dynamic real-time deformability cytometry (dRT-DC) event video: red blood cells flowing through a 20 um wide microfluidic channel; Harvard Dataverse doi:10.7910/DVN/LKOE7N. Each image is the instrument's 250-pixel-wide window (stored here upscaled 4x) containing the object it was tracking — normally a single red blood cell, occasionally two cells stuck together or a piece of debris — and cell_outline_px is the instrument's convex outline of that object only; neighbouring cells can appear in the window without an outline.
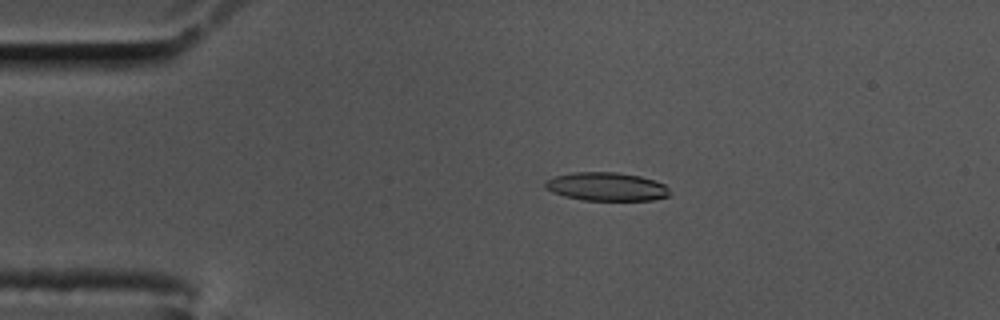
{"species": "common noctule bat (a hibernating species)", "species_latin": "Nyctalus noctula", "temperature_condition": "cold", "stored_images_in_passage": 50, "camera_frame_rate_fps": 3000, "um_per_image_px": 0.085, "animal": {"sex": "male", "body_mass_g": 17.5, "forearm_length_mm": 52.3}, "frame": {"image": 1, "passage_image": 4, "time_ms": 1.0, "image_size_px": [1000, 320], "cell_outline_px": [[668, 196], [648, 200], [588, 200], [568, 196], [556, 192], [548, 188], [548, 180], [560, 176], [580, 172], [612, 172], [636, 176], [652, 180], [664, 184], [668, 192]], "centroid_in_image_um": [51.63, 15.87], "position_along_channel_um": 33.4, "area_um2": 19.42}}
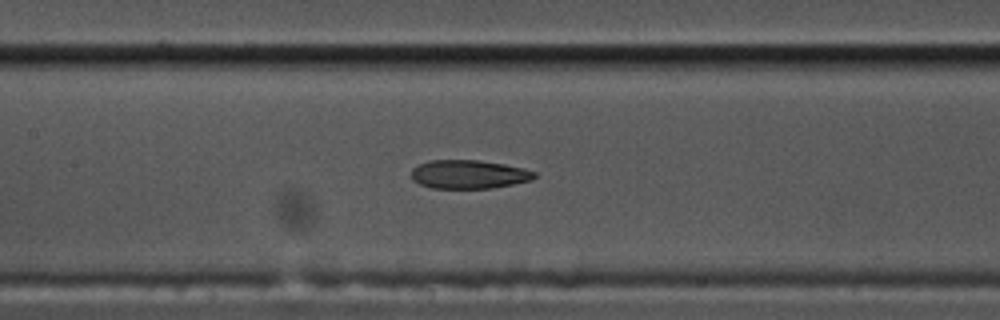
{"frame": {"image": 2, "passage_image": 19, "time_ms": 6.0, "image_size_px": [1000, 320], "cell_outline_px": [[536, 176], [528, 180], [488, 188], [436, 188], [424, 184], [416, 180], [412, 176], [412, 172], [420, 164], [436, 160], [472, 160], [500, 164], [520, 168], [532, 172]], "centroid_in_image_um": [39.82, 14.82], "position_along_channel_um": 167.6, "area_um2": 19.31}}
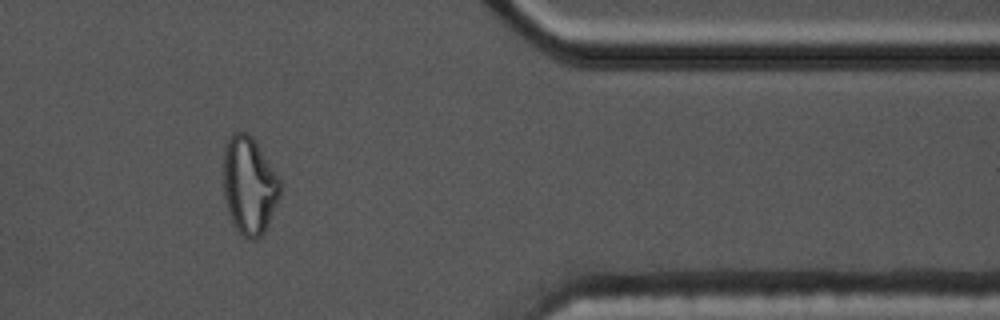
{"frame": {"image": 3, "passage_image": 40, "time_ms": 13.0, "image_size_px": [1000, 320], "cell_outline_px": [[280, 188], [264, 228], [256, 236], [248, 236], [236, 224], [232, 216], [228, 204], [224, 184], [224, 164], [228, 144], [232, 136], [240, 132], [248, 136], [252, 140], [276, 180]], "centroid_in_image_um": [21.13, 15.73], "position_along_channel_um": 390.3, "area_um2": 28.03}, "authors_computed_cell_mechanics": {"area_um2": 20.0277, "velocity_mm_per_s": 3.4998, "shape_relaxation_time_tau1_ms": null, "shape_relaxation_time_tau2_ms": 2.6719, "deformation_change_tau1": null, "deformation_change_tau2": 0.0991}}